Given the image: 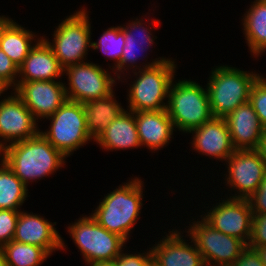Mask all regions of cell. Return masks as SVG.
<instances>
[{
    "mask_svg": "<svg viewBox=\"0 0 266 266\" xmlns=\"http://www.w3.org/2000/svg\"><path fill=\"white\" fill-rule=\"evenodd\" d=\"M3 154V155H2ZM3 160L27 186L63 167L65 156L40 133L30 139L7 145L0 151Z\"/></svg>",
    "mask_w": 266,
    "mask_h": 266,
    "instance_id": "obj_1",
    "label": "cell"
},
{
    "mask_svg": "<svg viewBox=\"0 0 266 266\" xmlns=\"http://www.w3.org/2000/svg\"><path fill=\"white\" fill-rule=\"evenodd\" d=\"M143 181L135 178L108 193L91 216L109 232L129 238L142 207Z\"/></svg>",
    "mask_w": 266,
    "mask_h": 266,
    "instance_id": "obj_2",
    "label": "cell"
},
{
    "mask_svg": "<svg viewBox=\"0 0 266 266\" xmlns=\"http://www.w3.org/2000/svg\"><path fill=\"white\" fill-rule=\"evenodd\" d=\"M170 59L159 58L148 62L141 69L139 77L129 90V111H160L167 109L164 99L169 96V89L174 80L176 65Z\"/></svg>",
    "mask_w": 266,
    "mask_h": 266,
    "instance_id": "obj_3",
    "label": "cell"
},
{
    "mask_svg": "<svg viewBox=\"0 0 266 266\" xmlns=\"http://www.w3.org/2000/svg\"><path fill=\"white\" fill-rule=\"evenodd\" d=\"M257 79L255 72L227 65L212 70L207 91L213 116L225 118L238 106L249 102L251 88Z\"/></svg>",
    "mask_w": 266,
    "mask_h": 266,
    "instance_id": "obj_4",
    "label": "cell"
},
{
    "mask_svg": "<svg viewBox=\"0 0 266 266\" xmlns=\"http://www.w3.org/2000/svg\"><path fill=\"white\" fill-rule=\"evenodd\" d=\"M167 112L174 127L183 132L202 126L214 116L206 89L191 80L172 81L167 102Z\"/></svg>",
    "mask_w": 266,
    "mask_h": 266,
    "instance_id": "obj_5",
    "label": "cell"
},
{
    "mask_svg": "<svg viewBox=\"0 0 266 266\" xmlns=\"http://www.w3.org/2000/svg\"><path fill=\"white\" fill-rule=\"evenodd\" d=\"M50 130L39 132L65 157L93 139L86 127L82 103L66 100L51 116Z\"/></svg>",
    "mask_w": 266,
    "mask_h": 266,
    "instance_id": "obj_6",
    "label": "cell"
},
{
    "mask_svg": "<svg viewBox=\"0 0 266 266\" xmlns=\"http://www.w3.org/2000/svg\"><path fill=\"white\" fill-rule=\"evenodd\" d=\"M77 221L70 224L68 232L87 264L113 261L120 255L126 244L122 237L109 232L92 216H85Z\"/></svg>",
    "mask_w": 266,
    "mask_h": 266,
    "instance_id": "obj_7",
    "label": "cell"
},
{
    "mask_svg": "<svg viewBox=\"0 0 266 266\" xmlns=\"http://www.w3.org/2000/svg\"><path fill=\"white\" fill-rule=\"evenodd\" d=\"M86 13V9H81L63 20L54 31L53 43L44 39L63 68L84 63L87 48L92 47L91 26Z\"/></svg>",
    "mask_w": 266,
    "mask_h": 266,
    "instance_id": "obj_8",
    "label": "cell"
},
{
    "mask_svg": "<svg viewBox=\"0 0 266 266\" xmlns=\"http://www.w3.org/2000/svg\"><path fill=\"white\" fill-rule=\"evenodd\" d=\"M192 225L187 232L206 266H231L247 247L241 239L215 230L203 218Z\"/></svg>",
    "mask_w": 266,
    "mask_h": 266,
    "instance_id": "obj_9",
    "label": "cell"
},
{
    "mask_svg": "<svg viewBox=\"0 0 266 266\" xmlns=\"http://www.w3.org/2000/svg\"><path fill=\"white\" fill-rule=\"evenodd\" d=\"M107 72L99 65L89 62L64 68L69 81V87L65 86L67 99L84 103L111 94L116 79Z\"/></svg>",
    "mask_w": 266,
    "mask_h": 266,
    "instance_id": "obj_10",
    "label": "cell"
},
{
    "mask_svg": "<svg viewBox=\"0 0 266 266\" xmlns=\"http://www.w3.org/2000/svg\"><path fill=\"white\" fill-rule=\"evenodd\" d=\"M227 184L238 189L229 198L248 199L258 189L266 174V164L257 149L235 150L227 159Z\"/></svg>",
    "mask_w": 266,
    "mask_h": 266,
    "instance_id": "obj_11",
    "label": "cell"
},
{
    "mask_svg": "<svg viewBox=\"0 0 266 266\" xmlns=\"http://www.w3.org/2000/svg\"><path fill=\"white\" fill-rule=\"evenodd\" d=\"M252 218L250 202L240 198L223 200L203 217L215 230L237 237L247 245L251 237Z\"/></svg>",
    "mask_w": 266,
    "mask_h": 266,
    "instance_id": "obj_12",
    "label": "cell"
},
{
    "mask_svg": "<svg viewBox=\"0 0 266 266\" xmlns=\"http://www.w3.org/2000/svg\"><path fill=\"white\" fill-rule=\"evenodd\" d=\"M39 132L36 119L15 92L13 96L0 101V137L4 141H0V151L8 145L7 142L10 145L24 141L37 136Z\"/></svg>",
    "mask_w": 266,
    "mask_h": 266,
    "instance_id": "obj_13",
    "label": "cell"
},
{
    "mask_svg": "<svg viewBox=\"0 0 266 266\" xmlns=\"http://www.w3.org/2000/svg\"><path fill=\"white\" fill-rule=\"evenodd\" d=\"M15 93L38 120L53 115L67 100L65 83L50 81H18Z\"/></svg>",
    "mask_w": 266,
    "mask_h": 266,
    "instance_id": "obj_14",
    "label": "cell"
},
{
    "mask_svg": "<svg viewBox=\"0 0 266 266\" xmlns=\"http://www.w3.org/2000/svg\"><path fill=\"white\" fill-rule=\"evenodd\" d=\"M52 222L39 215L19 212L14 241L43 248L49 255L56 249L65 247L62 237Z\"/></svg>",
    "mask_w": 266,
    "mask_h": 266,
    "instance_id": "obj_15",
    "label": "cell"
},
{
    "mask_svg": "<svg viewBox=\"0 0 266 266\" xmlns=\"http://www.w3.org/2000/svg\"><path fill=\"white\" fill-rule=\"evenodd\" d=\"M192 147L202 155L227 161L235 152L225 118L213 117L202 126L192 129Z\"/></svg>",
    "mask_w": 266,
    "mask_h": 266,
    "instance_id": "obj_16",
    "label": "cell"
},
{
    "mask_svg": "<svg viewBox=\"0 0 266 266\" xmlns=\"http://www.w3.org/2000/svg\"><path fill=\"white\" fill-rule=\"evenodd\" d=\"M225 121L236 150L258 149L264 128L249 102L238 106Z\"/></svg>",
    "mask_w": 266,
    "mask_h": 266,
    "instance_id": "obj_17",
    "label": "cell"
},
{
    "mask_svg": "<svg viewBox=\"0 0 266 266\" xmlns=\"http://www.w3.org/2000/svg\"><path fill=\"white\" fill-rule=\"evenodd\" d=\"M40 39V40H39ZM36 41L24 62L18 67V81H50L61 77L64 68L55 57L51 47L42 38Z\"/></svg>",
    "mask_w": 266,
    "mask_h": 266,
    "instance_id": "obj_18",
    "label": "cell"
},
{
    "mask_svg": "<svg viewBox=\"0 0 266 266\" xmlns=\"http://www.w3.org/2000/svg\"><path fill=\"white\" fill-rule=\"evenodd\" d=\"M152 247L153 259L161 266H206L195 243L190 246L178 230L170 231ZM182 238V239H181Z\"/></svg>",
    "mask_w": 266,
    "mask_h": 266,
    "instance_id": "obj_19",
    "label": "cell"
},
{
    "mask_svg": "<svg viewBox=\"0 0 266 266\" xmlns=\"http://www.w3.org/2000/svg\"><path fill=\"white\" fill-rule=\"evenodd\" d=\"M135 122L141 146L155 151L169 143L175 130L167 109L135 112Z\"/></svg>",
    "mask_w": 266,
    "mask_h": 266,
    "instance_id": "obj_20",
    "label": "cell"
},
{
    "mask_svg": "<svg viewBox=\"0 0 266 266\" xmlns=\"http://www.w3.org/2000/svg\"><path fill=\"white\" fill-rule=\"evenodd\" d=\"M106 150L141 147L135 122V112L123 111L94 140Z\"/></svg>",
    "mask_w": 266,
    "mask_h": 266,
    "instance_id": "obj_21",
    "label": "cell"
},
{
    "mask_svg": "<svg viewBox=\"0 0 266 266\" xmlns=\"http://www.w3.org/2000/svg\"><path fill=\"white\" fill-rule=\"evenodd\" d=\"M82 107L87 131L94 140L125 110L114 98V92L105 97L84 102Z\"/></svg>",
    "mask_w": 266,
    "mask_h": 266,
    "instance_id": "obj_22",
    "label": "cell"
},
{
    "mask_svg": "<svg viewBox=\"0 0 266 266\" xmlns=\"http://www.w3.org/2000/svg\"><path fill=\"white\" fill-rule=\"evenodd\" d=\"M34 37L32 31L12 21L2 34L0 48L19 67L34 47L31 46Z\"/></svg>",
    "mask_w": 266,
    "mask_h": 266,
    "instance_id": "obj_23",
    "label": "cell"
},
{
    "mask_svg": "<svg viewBox=\"0 0 266 266\" xmlns=\"http://www.w3.org/2000/svg\"><path fill=\"white\" fill-rule=\"evenodd\" d=\"M243 18L244 34L249 50L255 55L266 46V0H256Z\"/></svg>",
    "mask_w": 266,
    "mask_h": 266,
    "instance_id": "obj_24",
    "label": "cell"
},
{
    "mask_svg": "<svg viewBox=\"0 0 266 266\" xmlns=\"http://www.w3.org/2000/svg\"><path fill=\"white\" fill-rule=\"evenodd\" d=\"M0 165V209L20 211L18 208L26 200L28 188L3 160Z\"/></svg>",
    "mask_w": 266,
    "mask_h": 266,
    "instance_id": "obj_25",
    "label": "cell"
},
{
    "mask_svg": "<svg viewBox=\"0 0 266 266\" xmlns=\"http://www.w3.org/2000/svg\"><path fill=\"white\" fill-rule=\"evenodd\" d=\"M140 21L141 20L136 19L132 23L128 24V26L123 27L125 29V45L123 47L122 57L120 59L119 65L115 68L116 69L115 74L117 75L118 80L121 79L120 78L121 72L127 69L124 67L125 65H127V62L130 63L132 65L131 67L134 68L133 64H135L137 59L140 57L137 56L138 54L136 55L137 49H139L136 47L139 46L140 51L144 50L146 51V49H148L149 46L151 47V44H153L154 42V39L151 37L152 34L151 32H149L151 30H148L147 28L143 27L142 26L143 23L142 22L140 23ZM138 30L139 31L141 30V32L143 33V35H140L141 42L136 38V36L138 35L134 33V32L140 33L138 32ZM143 44H148V47L144 49L145 46ZM117 72H120L119 73L120 75L117 74Z\"/></svg>",
    "mask_w": 266,
    "mask_h": 266,
    "instance_id": "obj_26",
    "label": "cell"
},
{
    "mask_svg": "<svg viewBox=\"0 0 266 266\" xmlns=\"http://www.w3.org/2000/svg\"><path fill=\"white\" fill-rule=\"evenodd\" d=\"M8 266H39L49 254L41 247L14 240L1 248Z\"/></svg>",
    "mask_w": 266,
    "mask_h": 266,
    "instance_id": "obj_27",
    "label": "cell"
},
{
    "mask_svg": "<svg viewBox=\"0 0 266 266\" xmlns=\"http://www.w3.org/2000/svg\"><path fill=\"white\" fill-rule=\"evenodd\" d=\"M92 49H100L111 60H116L115 67L119 65L125 45V29L122 26L111 27L105 31L98 42H91Z\"/></svg>",
    "mask_w": 266,
    "mask_h": 266,
    "instance_id": "obj_28",
    "label": "cell"
},
{
    "mask_svg": "<svg viewBox=\"0 0 266 266\" xmlns=\"http://www.w3.org/2000/svg\"><path fill=\"white\" fill-rule=\"evenodd\" d=\"M258 79L253 84L249 95V103L258 115L264 130H266V79L257 74Z\"/></svg>",
    "mask_w": 266,
    "mask_h": 266,
    "instance_id": "obj_29",
    "label": "cell"
},
{
    "mask_svg": "<svg viewBox=\"0 0 266 266\" xmlns=\"http://www.w3.org/2000/svg\"><path fill=\"white\" fill-rule=\"evenodd\" d=\"M19 212L0 209V248L14 239Z\"/></svg>",
    "mask_w": 266,
    "mask_h": 266,
    "instance_id": "obj_30",
    "label": "cell"
},
{
    "mask_svg": "<svg viewBox=\"0 0 266 266\" xmlns=\"http://www.w3.org/2000/svg\"><path fill=\"white\" fill-rule=\"evenodd\" d=\"M16 76L18 66L0 48V81L15 89L18 83V80H15Z\"/></svg>",
    "mask_w": 266,
    "mask_h": 266,
    "instance_id": "obj_31",
    "label": "cell"
},
{
    "mask_svg": "<svg viewBox=\"0 0 266 266\" xmlns=\"http://www.w3.org/2000/svg\"><path fill=\"white\" fill-rule=\"evenodd\" d=\"M249 247L266 246V214H254Z\"/></svg>",
    "mask_w": 266,
    "mask_h": 266,
    "instance_id": "obj_32",
    "label": "cell"
},
{
    "mask_svg": "<svg viewBox=\"0 0 266 266\" xmlns=\"http://www.w3.org/2000/svg\"><path fill=\"white\" fill-rule=\"evenodd\" d=\"M146 254V255H145ZM153 259V252L149 250L142 254H127L120 253L115 259L116 266H149Z\"/></svg>",
    "mask_w": 266,
    "mask_h": 266,
    "instance_id": "obj_33",
    "label": "cell"
},
{
    "mask_svg": "<svg viewBox=\"0 0 266 266\" xmlns=\"http://www.w3.org/2000/svg\"><path fill=\"white\" fill-rule=\"evenodd\" d=\"M252 214H266V174L258 189L248 198Z\"/></svg>",
    "mask_w": 266,
    "mask_h": 266,
    "instance_id": "obj_34",
    "label": "cell"
},
{
    "mask_svg": "<svg viewBox=\"0 0 266 266\" xmlns=\"http://www.w3.org/2000/svg\"><path fill=\"white\" fill-rule=\"evenodd\" d=\"M231 266H264L257 250L247 247L241 252L239 257Z\"/></svg>",
    "mask_w": 266,
    "mask_h": 266,
    "instance_id": "obj_35",
    "label": "cell"
},
{
    "mask_svg": "<svg viewBox=\"0 0 266 266\" xmlns=\"http://www.w3.org/2000/svg\"><path fill=\"white\" fill-rule=\"evenodd\" d=\"M257 150L260 152L261 157L266 164V130L263 132L261 142Z\"/></svg>",
    "mask_w": 266,
    "mask_h": 266,
    "instance_id": "obj_36",
    "label": "cell"
},
{
    "mask_svg": "<svg viewBox=\"0 0 266 266\" xmlns=\"http://www.w3.org/2000/svg\"><path fill=\"white\" fill-rule=\"evenodd\" d=\"M12 21L13 20L8 17L6 18L5 16H0V41L4 30Z\"/></svg>",
    "mask_w": 266,
    "mask_h": 266,
    "instance_id": "obj_37",
    "label": "cell"
},
{
    "mask_svg": "<svg viewBox=\"0 0 266 266\" xmlns=\"http://www.w3.org/2000/svg\"><path fill=\"white\" fill-rule=\"evenodd\" d=\"M257 250L258 254L260 255L261 261L264 266H266V246L263 247H251Z\"/></svg>",
    "mask_w": 266,
    "mask_h": 266,
    "instance_id": "obj_38",
    "label": "cell"
},
{
    "mask_svg": "<svg viewBox=\"0 0 266 266\" xmlns=\"http://www.w3.org/2000/svg\"><path fill=\"white\" fill-rule=\"evenodd\" d=\"M90 266H116V261H104V262H94L90 263Z\"/></svg>",
    "mask_w": 266,
    "mask_h": 266,
    "instance_id": "obj_39",
    "label": "cell"
},
{
    "mask_svg": "<svg viewBox=\"0 0 266 266\" xmlns=\"http://www.w3.org/2000/svg\"><path fill=\"white\" fill-rule=\"evenodd\" d=\"M0 266H8L7 263H6V261H5L4 254L1 251V249H0Z\"/></svg>",
    "mask_w": 266,
    "mask_h": 266,
    "instance_id": "obj_40",
    "label": "cell"
},
{
    "mask_svg": "<svg viewBox=\"0 0 266 266\" xmlns=\"http://www.w3.org/2000/svg\"><path fill=\"white\" fill-rule=\"evenodd\" d=\"M9 87L6 86L2 81H0V95L5 92V90H8Z\"/></svg>",
    "mask_w": 266,
    "mask_h": 266,
    "instance_id": "obj_41",
    "label": "cell"
},
{
    "mask_svg": "<svg viewBox=\"0 0 266 266\" xmlns=\"http://www.w3.org/2000/svg\"><path fill=\"white\" fill-rule=\"evenodd\" d=\"M265 50H266V46H263L256 54H255V56H258V55H261L260 53H263V52H265Z\"/></svg>",
    "mask_w": 266,
    "mask_h": 266,
    "instance_id": "obj_42",
    "label": "cell"
},
{
    "mask_svg": "<svg viewBox=\"0 0 266 266\" xmlns=\"http://www.w3.org/2000/svg\"><path fill=\"white\" fill-rule=\"evenodd\" d=\"M149 266H161V265H159L154 259H152Z\"/></svg>",
    "mask_w": 266,
    "mask_h": 266,
    "instance_id": "obj_43",
    "label": "cell"
}]
</instances>
